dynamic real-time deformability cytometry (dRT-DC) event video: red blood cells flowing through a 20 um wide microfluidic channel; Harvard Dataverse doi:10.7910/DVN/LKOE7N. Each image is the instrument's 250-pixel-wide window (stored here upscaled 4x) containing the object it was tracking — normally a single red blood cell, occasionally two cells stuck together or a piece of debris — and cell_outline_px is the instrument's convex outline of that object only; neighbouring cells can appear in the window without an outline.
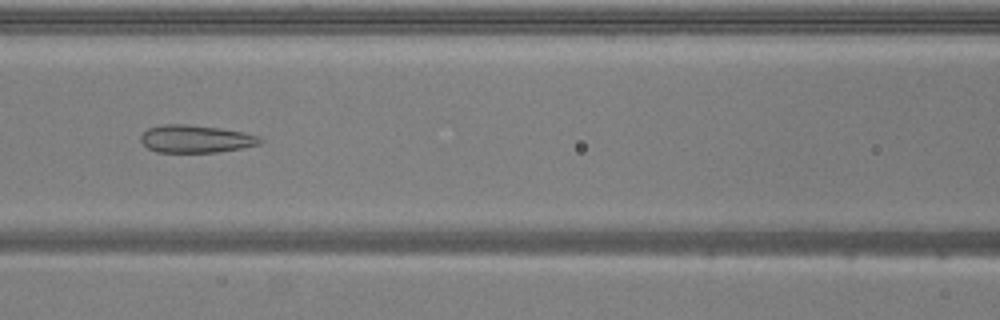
{"species": "common noctule bat (a hibernating species)", "species_latin": "Nyctalus noctula", "temperature_condition": "warm", "stored_images_in_passage": 52, "camera_frame_rate_fps": 3000, "um_per_image_px": 0.085, "animal": {"sex": "male", "body_mass_g": 20.5, "forearm_length_mm": 52.5}, "frame": {"image": 1, "passage_image": 22, "time_ms": 7.0, "image_size_px": [1000, 320], "cell_outline_px": [[264, 140], [260, 144], [240, 148], [216, 152], [156, 152], [148, 148], [140, 140], [140, 136], [148, 128], [164, 124], [188, 124], [220, 128], [244, 132], [260, 136]], "centroid_in_image_um": [16.65, 11.8], "position_along_channel_um": 149.9, "area_um2": 19.25}}
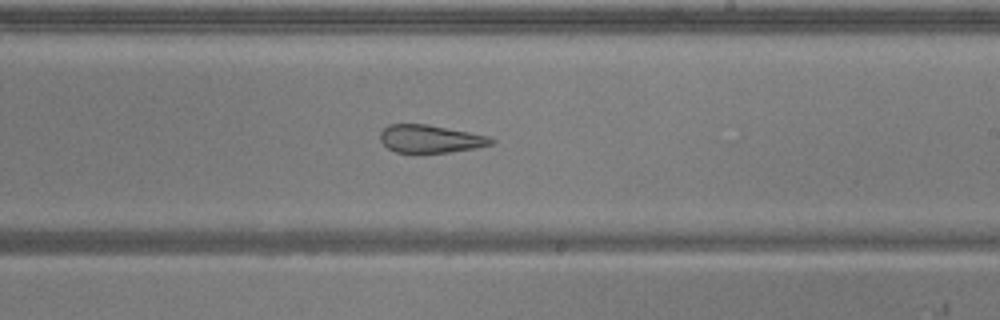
{"frame": {"image": 2, "passage_image": 30, "time_ms": 9.667, "image_size_px": [1000, 320], "cell_outline_px": [[496, 140], [492, 144], [476, 148], [448, 152], [396, 152], [388, 148], [380, 140], [380, 132], [388, 124], [428, 124], [488, 136]], "centroid_in_image_um": [36.57, 11.79], "position_along_channel_um": 252.4, "area_um2": 17.86}}
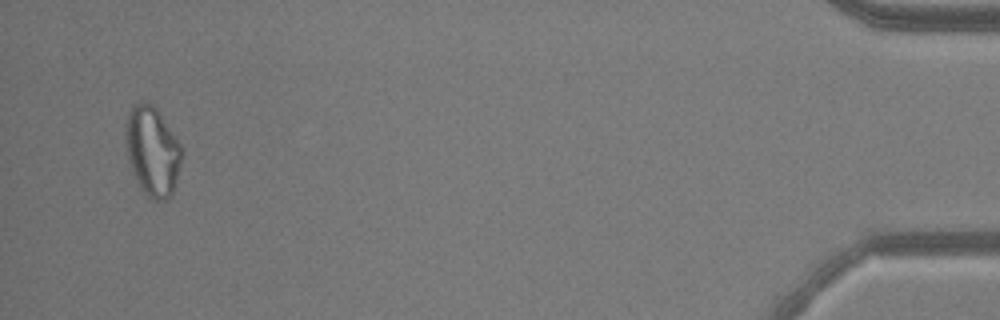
{"frame": {"image": 3, "passage_image": 50, "time_ms": 16.333, "image_size_px": [1000, 320], "cell_outline_px": [[184, 152], [176, 180], [172, 192], [164, 200], [152, 200], [140, 188], [136, 180], [128, 160], [124, 140], [124, 128], [128, 112], [132, 104], [140, 100], [152, 104], [156, 108], [180, 144]], "centroid_in_image_um": [12.91, 12.81], "position_along_channel_um": 422.3, "area_um2": 29.42}, "authors_computed_cell_mechanics": {"area_um2": 25.2586, "velocity_mm_per_s": 3.8589, "shape_relaxation_time_tau1_ms": null, "shape_relaxation_time_tau2_ms": 1.9777, "deformation_change_tau1": null, "deformation_change_tau2": 0.1258}}